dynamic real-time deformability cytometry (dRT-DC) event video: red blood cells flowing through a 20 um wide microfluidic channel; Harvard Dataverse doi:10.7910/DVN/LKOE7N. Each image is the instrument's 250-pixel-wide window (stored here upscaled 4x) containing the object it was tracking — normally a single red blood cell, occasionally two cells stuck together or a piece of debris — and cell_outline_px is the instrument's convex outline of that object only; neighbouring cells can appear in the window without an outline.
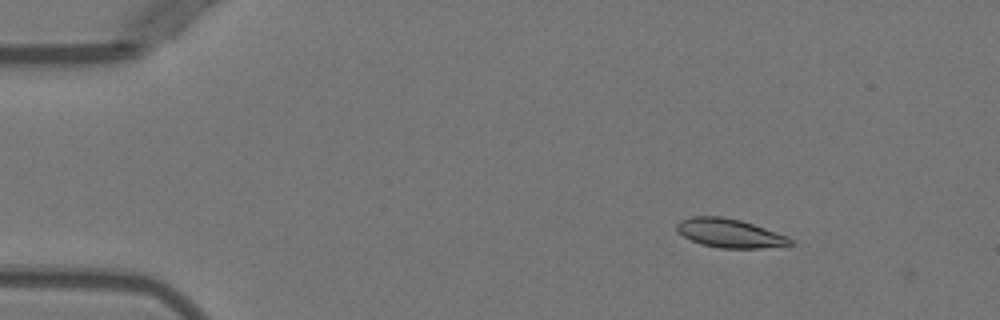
{"species": "Egyptian fruit bat (a non-hibernating species)", "species_latin": "Rousettus aegyptiacus", "temperature_condition": "warm", "stored_images_in_passage": 5, "camera_frame_rate_fps": 3000, "um_per_image_px": 0.085, "animal": {"sex": "female"}, "frame": {"image": 1, "passage_image": 2, "time_ms": 1.333, "image_size_px": [1000, 320], "cell_outline_px": [[792, 244], [760, 248], [720, 248], [700, 244], [676, 232], [676, 224], [680, 220], [692, 216], [724, 216], [740, 220], [788, 236], [792, 240]], "centroid_in_image_um": [61.97, 19.81], "position_along_channel_um": 23.0, "area_um2": 18.96}}
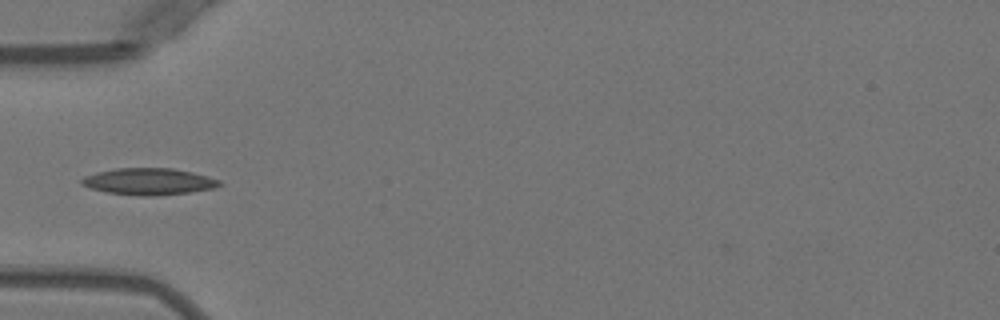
{"frame": {"image": 2, "passage_image": 5, "time_ms": 4.667, "image_size_px": [1000, 320], "cell_outline_px": [[220, 184], [212, 188], [188, 192], [152, 196], [140, 196], [108, 192], [92, 188], [80, 184], [80, 180], [84, 176], [96, 172], [116, 168], [172, 168], [192, 172], [208, 176], [220, 180]], "centroid_in_image_um": [12.61, 15.42], "position_along_channel_um": 72.4, "area_um2": 21.21}}